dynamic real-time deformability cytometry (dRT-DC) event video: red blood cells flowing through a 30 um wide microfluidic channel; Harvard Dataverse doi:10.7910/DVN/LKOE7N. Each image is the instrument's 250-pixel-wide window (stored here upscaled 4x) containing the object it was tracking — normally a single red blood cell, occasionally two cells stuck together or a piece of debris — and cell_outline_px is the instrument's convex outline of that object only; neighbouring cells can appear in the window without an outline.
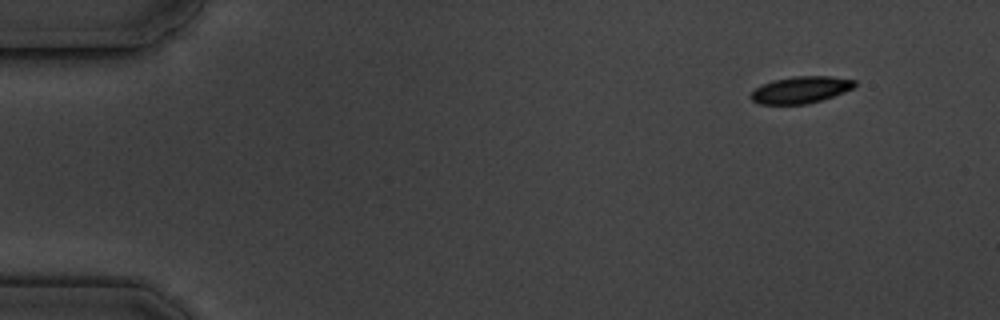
{"species": "common noctule bat (a hibernating species)", "species_latin": "Nyctalus noctula", "temperature_condition": "cold", "stored_images_in_passage": 10, "camera_frame_rate_fps": 3000, "um_per_image_px": 0.085, "animal": {"sex": "male", "body_mass_g": 19.5, "forearm_length_mm": 54.6}, "frame": {"image": 1, "passage_image": 1, "time_ms": 0.0, "image_size_px": [1000, 320], "cell_outline_px": [[856, 84], [852, 88], [844, 92], [820, 100], [804, 104], [760, 104], [752, 100], [748, 96], [756, 88], [772, 80], [792, 76], [832, 76], [856, 80]], "centroid_in_image_um": [68.05, 7.62], "position_along_channel_um": 17.0, "area_um2": 16.13}}
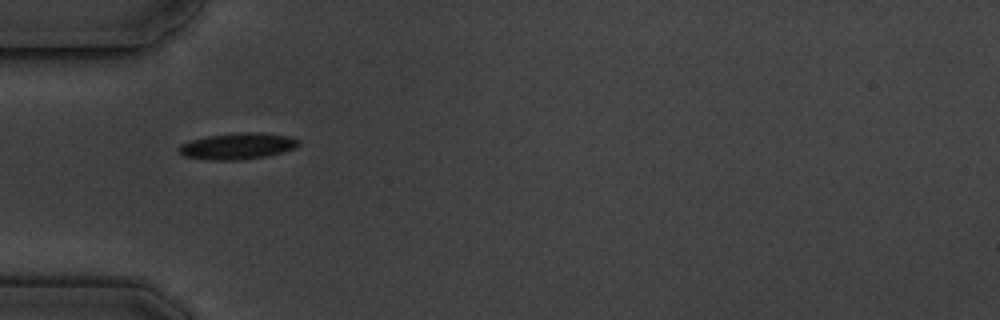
{"frame": {"image": 2, "passage_image": 5, "time_ms": 4.333, "image_size_px": [1000, 320], "cell_outline_px": [[300, 144], [296, 148], [268, 156], [240, 160], [212, 160], [184, 156], [176, 148], [180, 144], [188, 140], [208, 136], [244, 132], [260, 132], [288, 136], [300, 140]], "centroid_in_image_um": [20.19, 12.42], "position_along_channel_um": 64.8, "area_um2": 18.5}}